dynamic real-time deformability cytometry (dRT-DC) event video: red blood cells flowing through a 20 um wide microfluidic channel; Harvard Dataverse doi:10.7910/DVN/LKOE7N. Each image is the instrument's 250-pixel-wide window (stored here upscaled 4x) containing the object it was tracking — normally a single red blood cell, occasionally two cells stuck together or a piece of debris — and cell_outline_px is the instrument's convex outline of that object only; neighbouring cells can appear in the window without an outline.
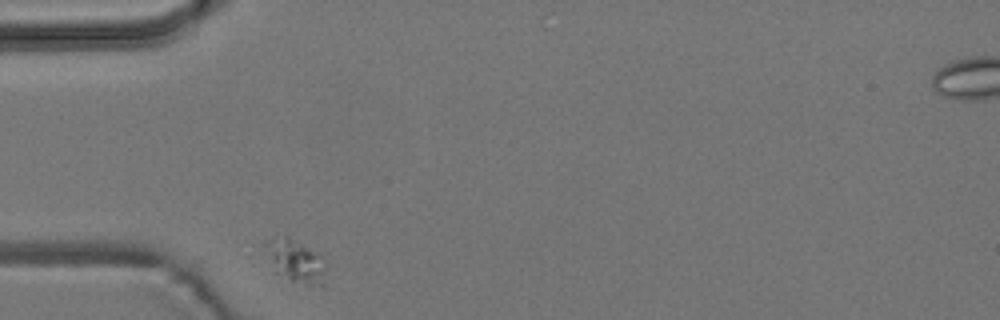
{"species": "common noctule bat (a hibernating species)", "species_latin": "Nyctalus noctula", "temperature_condition": "room temperature", "stored_images_in_passage": 3, "camera_frame_rate_fps": 3000, "um_per_image_px": 0.085, "animal": {"sex": "male", "body_mass_g": 19.2, "forearm_length_mm": 51.8}, "frame": {"image": 1, "passage_image": 1, "time_ms": 0.0, "image_size_px": [1000, 320], "cell_outline_px": [[324, 288], [292, 280], [276, 272], [260, 252], [264, 244], [268, 240], [292, 240], [324, 256]], "centroid_in_image_um": [25.09, 22.24], "position_along_channel_um": 59.9, "area_um2": 14.74}}